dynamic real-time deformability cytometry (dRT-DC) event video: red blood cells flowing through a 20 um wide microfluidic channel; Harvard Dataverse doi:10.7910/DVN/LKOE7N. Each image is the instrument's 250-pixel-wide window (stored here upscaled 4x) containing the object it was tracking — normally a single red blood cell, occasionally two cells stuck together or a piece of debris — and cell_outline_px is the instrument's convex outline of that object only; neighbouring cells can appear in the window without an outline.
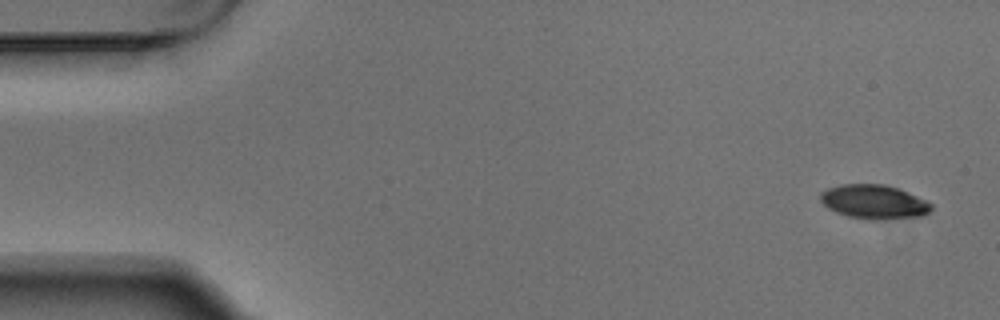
{"species": "Egyptian fruit bat (a non-hibernating species)", "species_latin": "Rousettus aegyptiacus", "temperature_condition": "warm", "stored_images_in_passage": 5, "segment_of_instrument_passage": [1, 2], "camera_frame_rate_fps": 3000, "um_per_image_px": 0.085, "animal": {"sex": "male"}, "frame": {"image": 1, "passage_image": 1, "time_ms": 0.0, "image_size_px": [1000, 320], "cell_outline_px": [[932, 208], [924, 216], [876, 220], [872, 220], [848, 216], [836, 212], [828, 208], [820, 200], [820, 192], [828, 188], [840, 184], [884, 184], [896, 188], [916, 196], [932, 204]], "centroid_in_image_um": [74.26, 17.16], "position_along_channel_um": 10.7, "area_um2": 21.91}}